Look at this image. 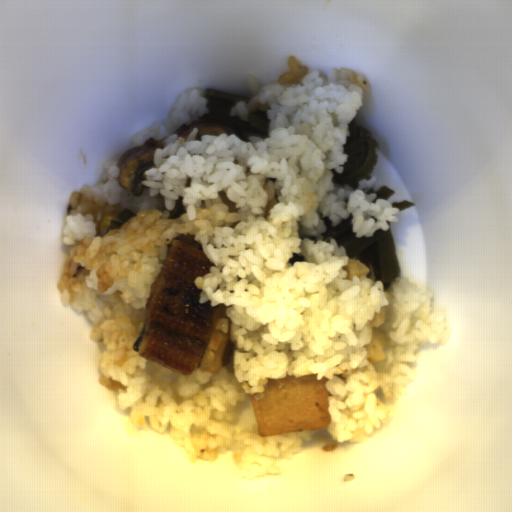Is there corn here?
Returning a JSON list of instances; mask_svg holds the SVG:
<instances>
[{
    "label": "corn",
    "mask_w": 512,
    "mask_h": 512,
    "mask_svg": "<svg viewBox=\"0 0 512 512\" xmlns=\"http://www.w3.org/2000/svg\"><path fill=\"white\" fill-rule=\"evenodd\" d=\"M118 215L107 214L99 222L100 232L110 227L111 220H116ZM117 221V220H116Z\"/></svg>",
    "instance_id": "1"
}]
</instances>
